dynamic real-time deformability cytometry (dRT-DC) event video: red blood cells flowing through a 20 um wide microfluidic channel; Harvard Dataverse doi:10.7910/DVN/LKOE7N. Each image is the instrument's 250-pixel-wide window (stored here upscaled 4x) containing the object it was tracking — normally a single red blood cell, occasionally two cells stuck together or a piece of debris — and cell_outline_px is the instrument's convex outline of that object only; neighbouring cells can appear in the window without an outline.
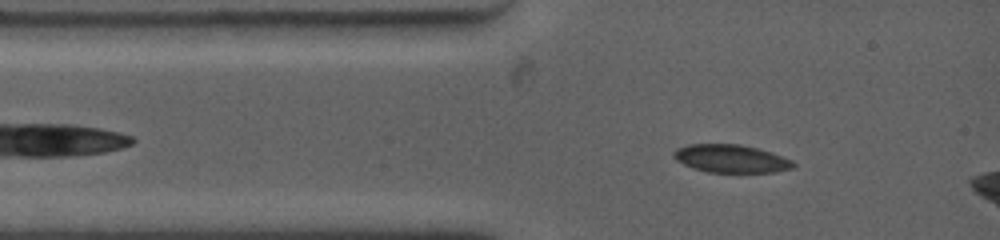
{"species": "common noctule bat (a hibernating species)", "species_latin": "Nyctalus noctula", "temperature_condition": "warm", "stored_images_in_passage": 9, "camera_frame_rate_fps": 4500, "um_per_image_px": 0.085, "animal": {"sex": "female", "body_mass_g": 19.0, "forearm_length_mm": 53.3}, "frame": {"image": 1, "passage_image": 4, "time_ms": 0.889, "image_size_px": [1000, 240], "cell_outline_px": [[796, 164], [792, 168], [776, 172], [708, 172], [692, 168], [676, 160], [672, 156], [672, 152], [676, 148], [688, 144], [740, 144], [772, 152], [792, 160]], "centroid_in_image_um": [62.11, 13.48], "position_along_channel_um": 22.9, "area_um2": 19.59}}